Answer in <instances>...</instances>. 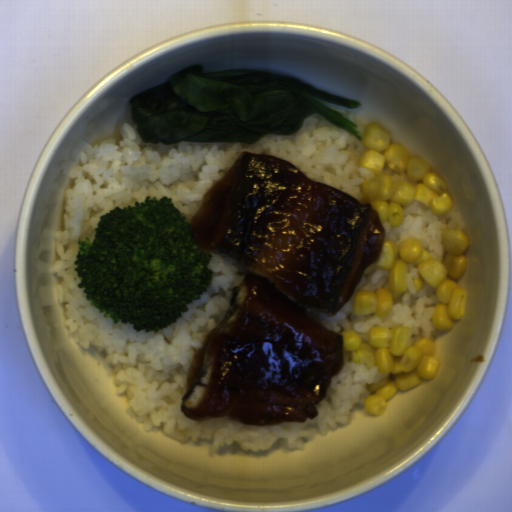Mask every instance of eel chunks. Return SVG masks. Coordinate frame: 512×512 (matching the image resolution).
<instances>
[{
    "mask_svg": "<svg viewBox=\"0 0 512 512\" xmlns=\"http://www.w3.org/2000/svg\"><path fill=\"white\" fill-rule=\"evenodd\" d=\"M189 224L199 249L234 258L242 279L191 361L182 412L199 422L229 417L259 426L313 420L345 366L342 336L290 296L334 316L382 254L378 213L282 159L243 152ZM242 285L248 292L237 305ZM209 355L215 363L206 385L200 377ZM196 386L204 395L188 409Z\"/></svg>",
    "mask_w": 512,
    "mask_h": 512,
    "instance_id": "4dd315ae",
    "label": "eel chunks"
}]
</instances>
